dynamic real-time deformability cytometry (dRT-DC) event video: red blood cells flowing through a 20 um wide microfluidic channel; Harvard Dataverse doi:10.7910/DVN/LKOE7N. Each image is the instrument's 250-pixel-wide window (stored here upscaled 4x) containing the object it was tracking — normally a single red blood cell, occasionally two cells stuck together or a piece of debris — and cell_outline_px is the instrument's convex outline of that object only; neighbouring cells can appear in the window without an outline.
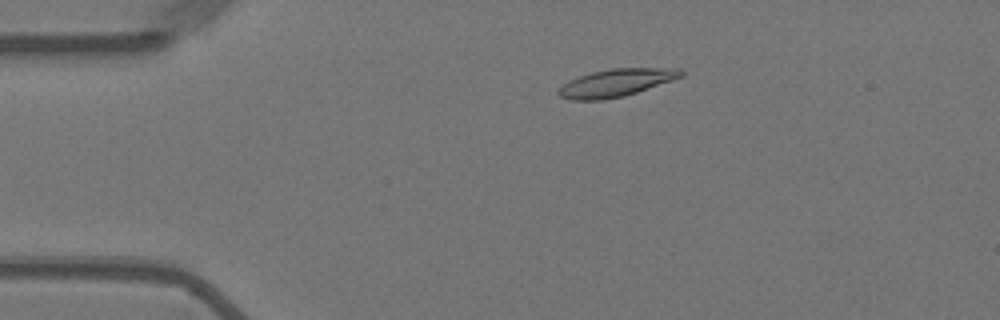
{"species": "Egyptian fruit bat (a non-hibernating species)", "species_latin": "Rousettus aegyptiacus", "temperature_condition": "warm", "stored_images_in_passage": 29, "camera_frame_rate_fps": 3000, "um_per_image_px": 0.085, "animal": {"sex": "female"}, "frame": {"image": 1, "passage_image": 11, "time_ms": 3.333, "image_size_px": [1000, 320], "cell_outline_px": [[684, 76], [624, 96], [600, 100], [572, 100], [560, 96], [556, 92], [568, 80], [592, 72], [612, 68], [680, 68], [684, 72]], "centroid_in_image_um": [52.37, 7.03], "position_along_channel_um": 32.6, "area_um2": 19.54}}
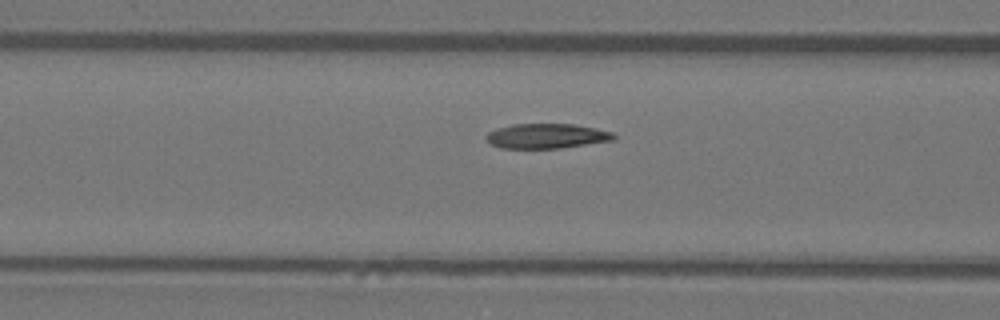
{"frame": {"image": 2, "passage_image": 22, "time_ms": 7.0, "image_size_px": [1000, 320], "cell_outline_px": [[616, 136], [612, 140], [560, 148], [500, 148], [492, 144], [484, 136], [488, 132], [512, 124], [572, 124], [596, 128], [612, 132]], "centroid_in_image_um": [46.45, 11.56], "position_along_channel_um": 120.1, "area_um2": 18.21}}
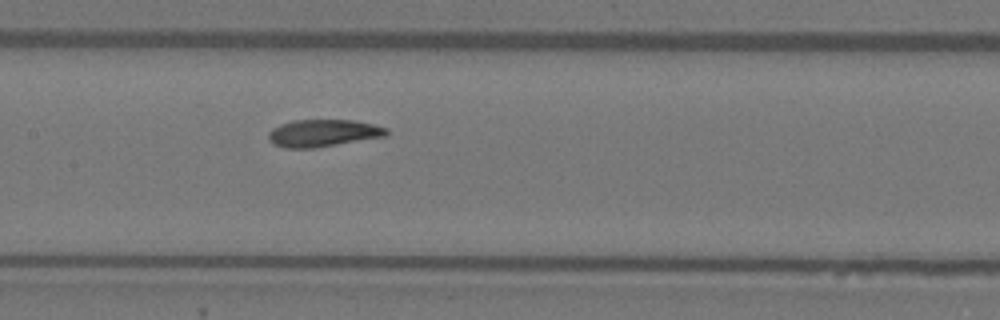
{"frame": {"image": 3, "passage_image": 27, "time_ms": 8.667, "image_size_px": [1000, 320], "cell_outline_px": [[388, 136], [312, 148], [284, 148], [272, 144], [268, 140], [268, 132], [272, 128], [280, 124], [292, 120], [356, 120], [388, 128]], "centroid_in_image_um": [27.44, 11.31], "position_along_channel_um": 180.0, "area_um2": 18.9}}